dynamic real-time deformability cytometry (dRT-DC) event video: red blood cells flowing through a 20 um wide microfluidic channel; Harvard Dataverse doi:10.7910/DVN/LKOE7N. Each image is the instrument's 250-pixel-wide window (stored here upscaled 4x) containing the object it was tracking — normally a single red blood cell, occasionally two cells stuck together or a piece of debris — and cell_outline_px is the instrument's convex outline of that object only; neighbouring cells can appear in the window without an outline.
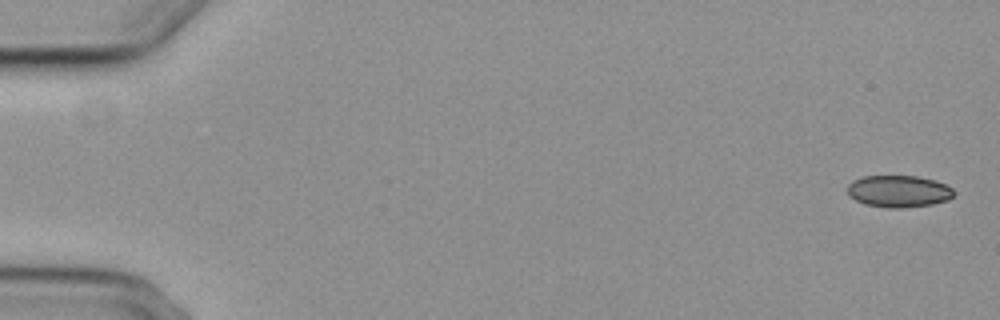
{"species": "common noctule bat (a hibernating species)", "species_latin": "Nyctalus noctula", "temperature_condition": "cold", "stored_images_in_passage": 4, "camera_frame_rate_fps": 3000, "um_per_image_px": 0.085, "animal": {"sex": "female", "body_mass_g": 29.2, "forearm_length_mm": 56.3}, "frame": {"image": 1, "passage_image": 1, "time_ms": 0.0, "image_size_px": [1000, 320], "cell_outline_px": [[956, 192], [948, 200], [932, 204], [900, 208], [888, 208], [864, 204], [848, 196], [848, 184], [852, 180], [864, 176], [916, 176], [936, 180], [952, 188]], "centroid_in_image_um": [76.38, 16.26], "position_along_channel_um": 8.6, "area_um2": 19.88}}